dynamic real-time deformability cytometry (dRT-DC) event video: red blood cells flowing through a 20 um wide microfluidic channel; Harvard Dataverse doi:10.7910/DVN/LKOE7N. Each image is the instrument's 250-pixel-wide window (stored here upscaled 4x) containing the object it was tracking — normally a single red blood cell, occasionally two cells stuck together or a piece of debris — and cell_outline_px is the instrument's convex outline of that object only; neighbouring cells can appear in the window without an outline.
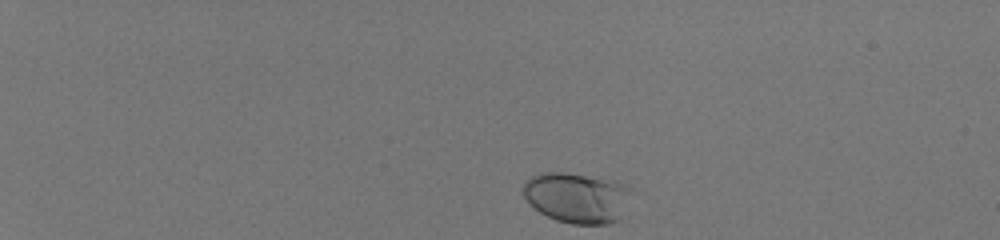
{"species": "human", "species_latin": "Homo sapiens", "temperature_condition": "room temperature", "stored_images_in_passage": 42, "camera_frame_rate_fps": 3000, "um_per_image_px": 0.085, "donor": {"sex": "male"}, "frame": {"image": 1, "passage_image": 1, "time_ms": 0.0, "image_size_px": [1000, 240], "cell_outline_px": [[632, 188], [620, 220], [608, 224], [572, 224], [556, 220], [540, 212], [524, 196], [520, 188], [524, 180], [540, 172], [564, 172], [604, 176], [616, 180]], "centroid_in_image_um": [49.05, 16.76], "position_along_channel_um": 36.0, "area_um2": 32.48}}
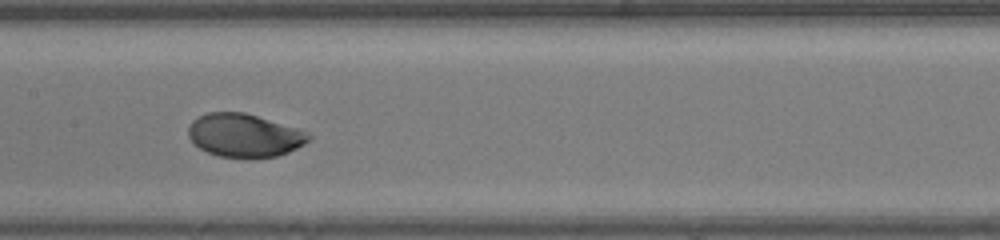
{"frame": {"image": 2, "passage_image": 21, "time_ms": 6.667, "image_size_px": [1000, 240], "cell_outline_px": [[312, 140], [288, 152], [276, 156], [248, 160], [220, 156], [208, 152], [200, 148], [188, 136], [188, 128], [192, 120], [208, 112], [244, 112], [296, 128], [312, 136]], "centroid_in_image_um": [20.77, 11.53], "position_along_channel_um": 186.6, "area_um2": 30.46}}
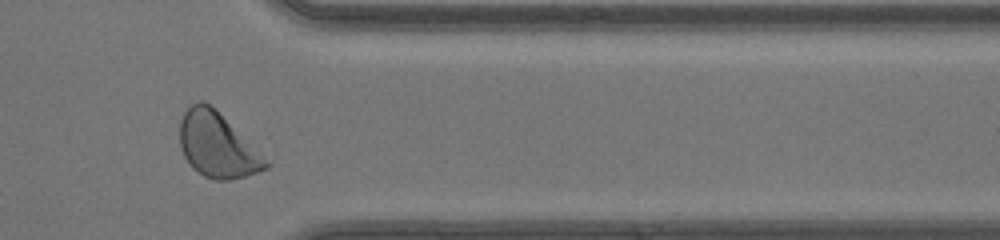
{"frame": {"image": 3, "passage_image": 36, "time_ms": 11.667, "image_size_px": [1000, 240], "cell_outline_px": [[268, 168], [244, 176], [228, 180], [216, 180], [204, 176], [192, 168], [184, 156], [180, 148], [180, 120], [188, 104], [200, 100], [204, 100], [268, 164]], "centroid_in_image_um": [18.33, 12.35], "position_along_channel_um": 393.1, "area_um2": 30.87}, "authors_computed_cell_mechanics": {"area_um2": 30.4317, "velocity_mm_per_s": 4.1534, "shape_relaxation_time_tau1_ms": 1.4684, "shape_relaxation_time_tau2_ms": null, "deformation_change_tau1": 0.1166, "deformation_change_tau2": null}}